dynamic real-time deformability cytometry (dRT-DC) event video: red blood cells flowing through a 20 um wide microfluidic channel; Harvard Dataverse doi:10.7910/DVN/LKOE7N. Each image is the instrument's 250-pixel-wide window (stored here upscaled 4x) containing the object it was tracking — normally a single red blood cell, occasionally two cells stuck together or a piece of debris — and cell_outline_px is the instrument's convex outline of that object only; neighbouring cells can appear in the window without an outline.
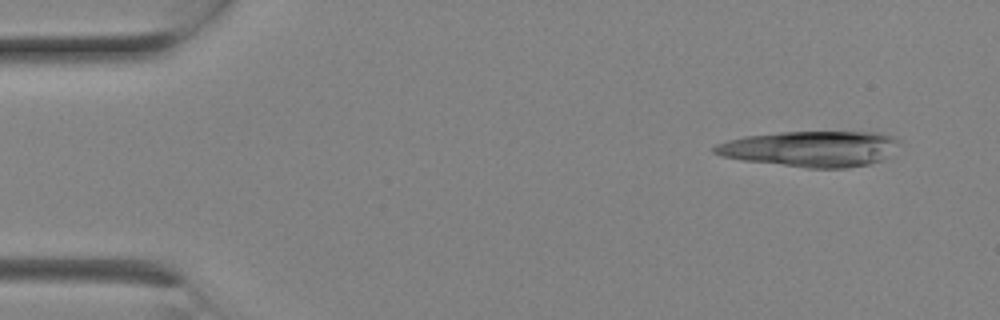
{"species": "Egyptian fruit bat (a non-hibernating species)", "species_latin": "Rousettus aegyptiacus", "temperature_condition": "room temperature", "stored_images_in_passage": 5, "camera_frame_rate_fps": 3000, "um_per_image_px": 0.085, "animal": {"sex": "female"}, "frame": {"image": 1, "passage_image": 1, "time_ms": 0.0, "image_size_px": [1000, 320], "cell_outline_px": [[900, 144], [888, 156], [880, 160], [868, 164], [848, 168], [808, 168], [744, 160], [724, 156], [712, 152], [712, 148], [716, 144], [728, 140], [744, 136], [780, 132], [880, 132], [892, 136], [900, 140]], "centroid_in_image_um": [68.93, 12.64], "position_along_channel_um": 16.1, "area_um2": 38.44}}
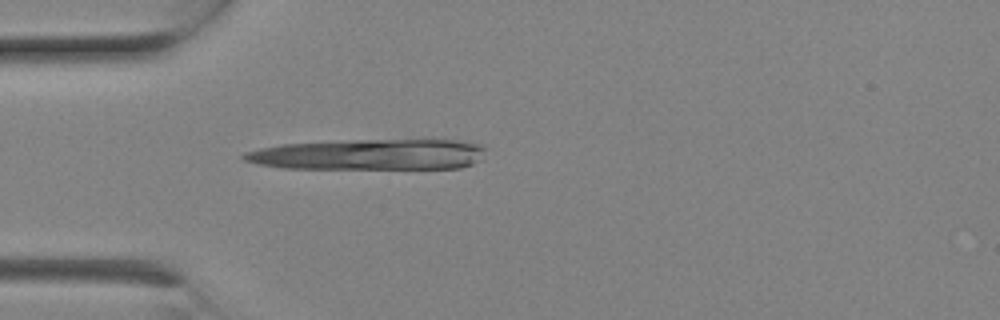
{"frame": {"image": 2, "passage_image": 5, "time_ms": 1.333, "image_size_px": [1000, 320], "cell_outline_px": [[488, 148], [480, 160], [472, 164], [460, 168], [284, 168], [260, 164], [244, 160], [240, 156], [244, 152], [260, 148], [284, 144], [352, 140], [460, 140], [484, 144]], "centroid_in_image_um": [31.46, 13.12], "position_along_channel_um": 53.5, "area_um2": 43.41}}